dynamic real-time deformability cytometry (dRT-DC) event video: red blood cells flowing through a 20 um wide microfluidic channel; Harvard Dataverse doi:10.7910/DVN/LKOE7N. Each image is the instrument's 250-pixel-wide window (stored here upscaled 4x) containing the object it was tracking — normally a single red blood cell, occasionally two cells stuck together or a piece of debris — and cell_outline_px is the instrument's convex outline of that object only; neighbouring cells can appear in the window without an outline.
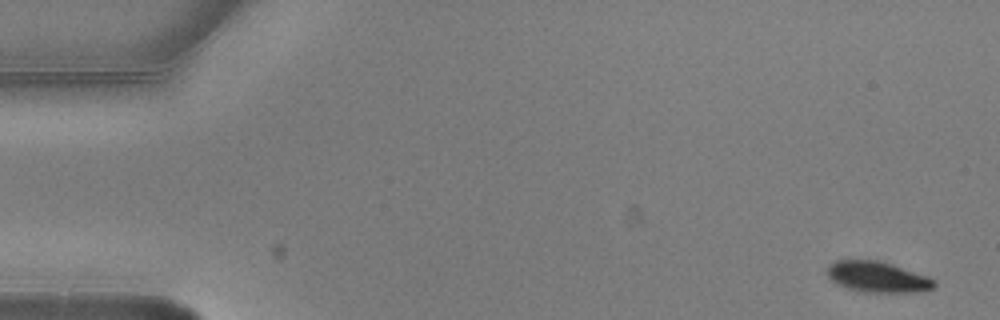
{"species": "common noctule bat (a hibernating species)", "species_latin": "Nyctalus noctula", "temperature_condition": "warm", "stored_images_in_passage": 6, "camera_frame_rate_fps": 3000, "um_per_image_px": 0.085, "animal": {"sex": "male", "body_mass_g": 20.5, "forearm_length_mm": 52.5}, "frame": {"image": 1, "passage_image": 1, "time_ms": 0.0, "image_size_px": [1000, 320], "cell_outline_px": [[936, 284], [932, 288], [920, 292], [872, 292], [848, 288], [832, 280], [828, 276], [828, 264], [836, 260], [880, 260], [928, 276], [936, 280]], "centroid_in_image_um": [74.63, 23.52], "position_along_channel_um": 10.4, "area_um2": 19.02}}
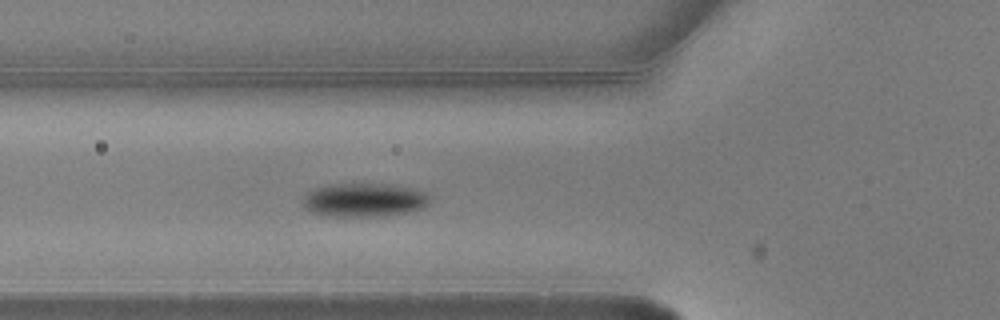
{"frame": {"image": 2, "passage_image": 6, "time_ms": 1.667, "image_size_px": [1000, 320], "cell_outline_px": [[432, 196], [428, 204], [424, 208], [384, 216], [324, 216], [312, 212], [304, 208], [300, 204], [300, 200], [308, 192], [316, 188], [328, 184], [392, 184], [424, 192]], "centroid_in_image_um": [30.9, 17.0], "position_along_channel_um": 94.9, "area_um2": 25.09}}